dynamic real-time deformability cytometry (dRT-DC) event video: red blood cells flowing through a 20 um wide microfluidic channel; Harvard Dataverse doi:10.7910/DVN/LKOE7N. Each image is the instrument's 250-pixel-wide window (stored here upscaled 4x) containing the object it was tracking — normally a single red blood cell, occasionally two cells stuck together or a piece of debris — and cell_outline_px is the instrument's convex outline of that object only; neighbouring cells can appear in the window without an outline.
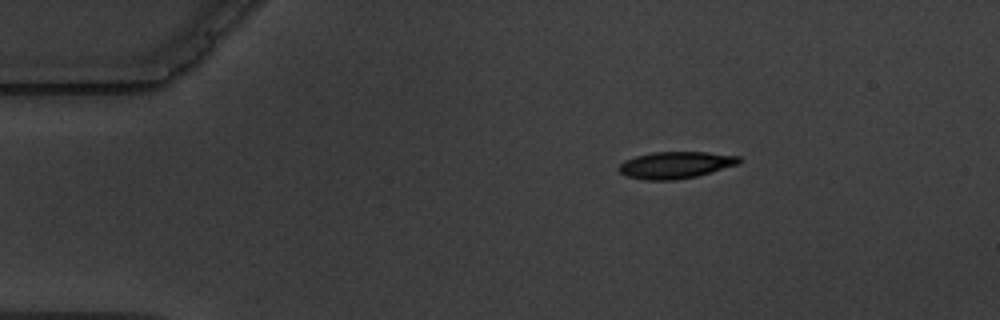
{"species": "common noctule bat (a hibernating species)", "species_latin": "Nyctalus noctula", "temperature_condition": "warm", "stored_images_in_passage": 3, "camera_frame_rate_fps": 3000, "um_per_image_px": 0.085, "animal": {"sex": "male", "body_mass_g": 19.5, "forearm_length_mm": 54.6}, "frame": {"image": 1, "passage_image": 1, "time_ms": 0.0, "image_size_px": [1000, 320], "cell_outline_px": [[740, 164], [696, 176], [676, 180], [644, 180], [628, 176], [620, 172], [616, 168], [624, 160], [636, 156], [652, 152], [708, 152], [740, 156]], "centroid_in_image_um": [57.42, 14.02], "position_along_channel_um": 27.6, "area_um2": 18.84}}